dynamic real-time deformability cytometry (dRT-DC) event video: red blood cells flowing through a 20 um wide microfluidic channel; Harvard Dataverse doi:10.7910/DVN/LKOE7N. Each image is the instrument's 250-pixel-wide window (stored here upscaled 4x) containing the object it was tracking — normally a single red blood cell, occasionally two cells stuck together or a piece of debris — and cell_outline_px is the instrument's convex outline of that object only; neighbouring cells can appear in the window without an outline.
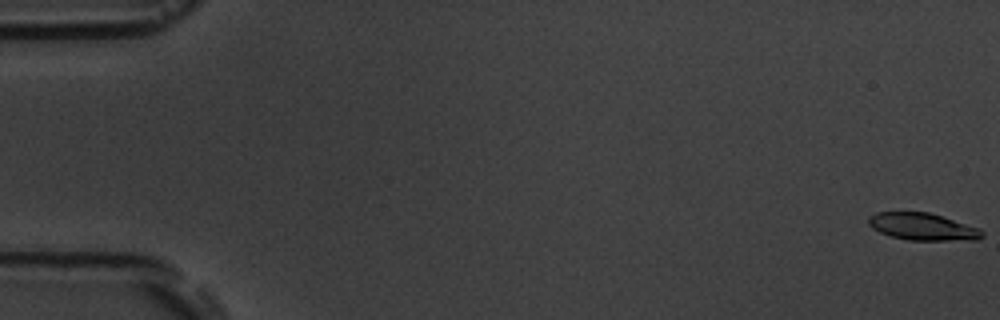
{"species": "common noctule bat (a hibernating species)", "species_latin": "Nyctalus noctula", "temperature_condition": "room temperature", "stored_images_in_passage": 5, "camera_frame_rate_fps": 3000, "um_per_image_px": 0.085, "animal": {"sex": "male", "body_mass_g": 19.5, "forearm_length_mm": 54.6}, "frame": {"image": 1, "passage_image": 1, "time_ms": 0.0, "image_size_px": [1000, 320], "cell_outline_px": [[984, 236], [976, 240], [908, 240], [892, 236], [880, 232], [872, 228], [868, 224], [868, 216], [876, 212], [928, 212], [980, 228], [984, 232]], "centroid_in_image_um": [78.43, 19.27], "position_along_channel_um": 6.6, "area_um2": 17.98}}
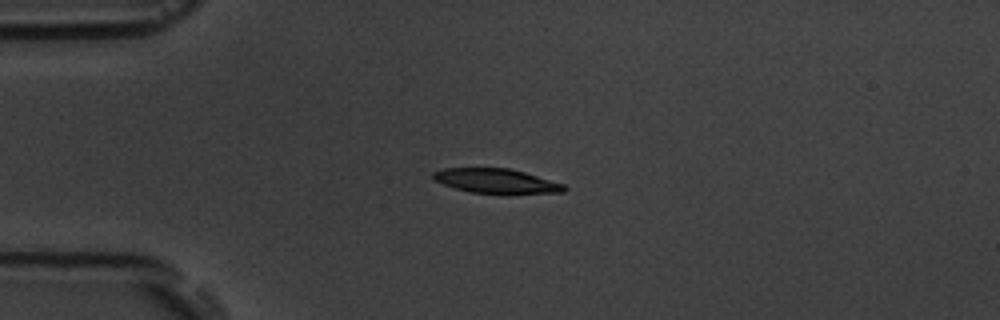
{"frame": {"image": 2, "passage_image": 5, "time_ms": 4.667, "image_size_px": [1000, 320], "cell_outline_px": [[568, 188], [564, 192], [508, 196], [504, 196], [472, 192], [456, 188], [432, 180], [432, 172], [444, 168], [508, 168], [524, 172], [564, 184]], "centroid_in_image_um": [42.23, 15.43], "position_along_channel_um": 42.8, "area_um2": 19.48}}